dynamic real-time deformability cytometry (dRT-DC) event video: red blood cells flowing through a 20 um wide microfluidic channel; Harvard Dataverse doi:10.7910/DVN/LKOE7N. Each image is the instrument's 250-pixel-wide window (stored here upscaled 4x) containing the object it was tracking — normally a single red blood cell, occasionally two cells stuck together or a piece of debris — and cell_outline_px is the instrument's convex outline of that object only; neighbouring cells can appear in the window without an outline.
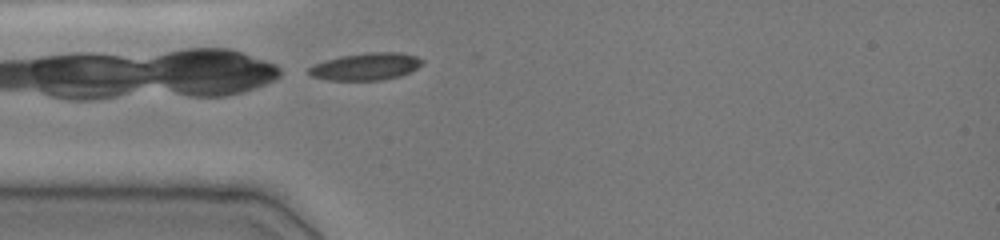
{"species": "common noctule bat (a hibernating species)", "species_latin": "Nyctalus noctula", "temperature_condition": "cold", "stored_images_in_passage": 6, "camera_frame_rate_fps": 3000, "um_per_image_px": 0.085, "animal": {"sex": "female", "body_mass_g": 19.0, "forearm_length_mm": 51.5}, "frame": {"image": 1, "passage_image": 6, "time_ms": 1.667, "image_size_px": [1000, 240], "cell_outline_px": [[424, 64], [400, 76], [380, 80], [328, 80], [308, 76], [308, 68], [316, 64], [340, 56], [368, 52], [400, 52], [416, 56], [424, 60]], "centroid_in_image_um": [31.11, 5.65], "position_along_channel_um": 53.9, "area_um2": 17.98}}